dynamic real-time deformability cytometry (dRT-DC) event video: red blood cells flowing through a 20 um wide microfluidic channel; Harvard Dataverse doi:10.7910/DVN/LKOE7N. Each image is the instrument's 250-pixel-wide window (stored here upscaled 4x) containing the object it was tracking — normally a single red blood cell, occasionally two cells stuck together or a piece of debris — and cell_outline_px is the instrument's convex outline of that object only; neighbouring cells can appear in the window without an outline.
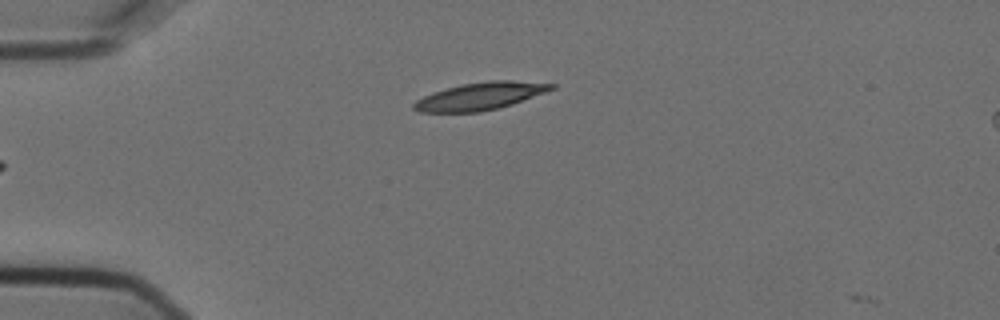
{"species": "Egyptian fruit bat (a non-hibernating species)", "species_latin": "Rousettus aegyptiacus", "temperature_condition": "cold", "stored_images_in_passage": 5, "camera_frame_rate_fps": 3000, "um_per_image_px": 0.085, "animal": {"sex": "female"}, "frame": {"image": 1, "passage_image": 5, "time_ms": 1.333, "image_size_px": [1000, 320], "cell_outline_px": [[556, 88], [512, 104], [480, 112], [420, 112], [412, 108], [412, 104], [416, 100], [424, 96], [448, 88], [464, 84], [488, 80], [512, 80], [556, 84]], "centroid_in_image_um": [40.83, 8.17], "position_along_channel_um": 44.2, "area_um2": 21.73}}